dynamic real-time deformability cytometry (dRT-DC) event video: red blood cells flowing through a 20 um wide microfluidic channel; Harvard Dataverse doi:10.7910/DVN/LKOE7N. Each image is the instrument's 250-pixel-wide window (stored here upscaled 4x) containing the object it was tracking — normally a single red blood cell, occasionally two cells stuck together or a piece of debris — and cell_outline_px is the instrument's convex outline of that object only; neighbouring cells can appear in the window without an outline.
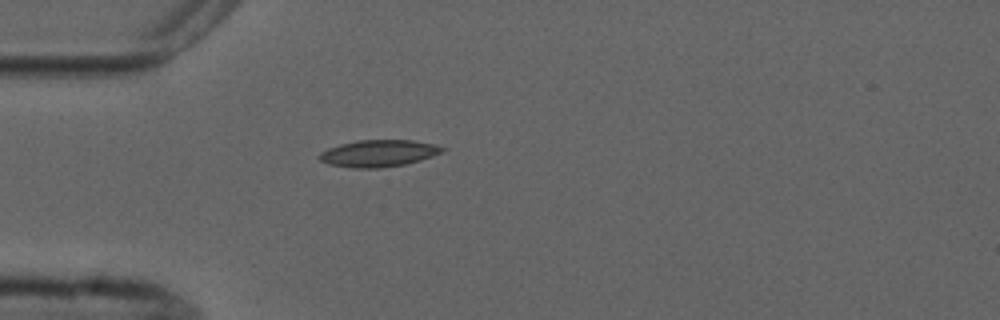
{"species": "common noctule bat (a hibernating species)", "species_latin": "Nyctalus noctula", "temperature_condition": "cold", "stored_images_in_passage": 1, "camera_frame_rate_fps": 3000, "um_per_image_px": 0.085, "animal": {"sex": "male", "forearm_length_mm": 52.5}, "frame": {"image": 1, "passage_image": 1, "time_ms": 0.0, "image_size_px": [1000, 320], "cell_outline_px": [[448, 148], [444, 152], [420, 160], [404, 164], [380, 168], [352, 168], [328, 164], [320, 160], [316, 156], [320, 152], [328, 148], [340, 144], [356, 140], [412, 140], [436, 144]], "centroid_in_image_um": [32.18, 13.03], "position_along_channel_um": 52.8, "area_um2": 19.48}}